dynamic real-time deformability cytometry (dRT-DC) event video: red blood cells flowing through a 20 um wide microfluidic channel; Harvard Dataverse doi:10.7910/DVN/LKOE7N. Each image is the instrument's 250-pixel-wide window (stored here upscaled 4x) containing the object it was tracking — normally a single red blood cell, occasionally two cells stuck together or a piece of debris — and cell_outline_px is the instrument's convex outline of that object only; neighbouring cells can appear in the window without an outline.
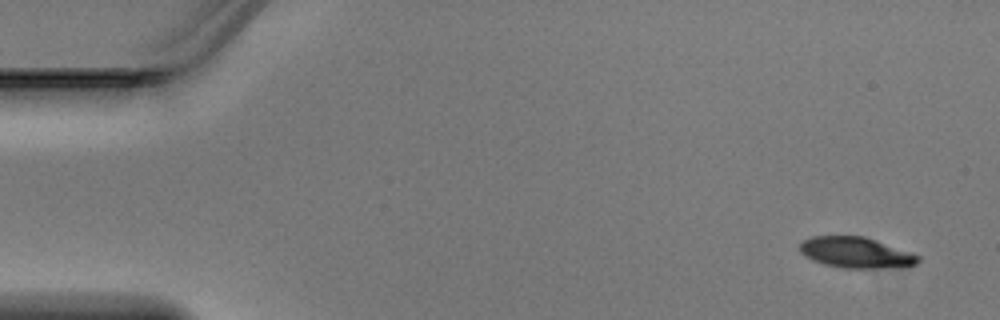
{"species": "Egyptian fruit bat (a non-hibernating species)", "species_latin": "Rousettus aegyptiacus", "temperature_condition": "warm", "stored_images_in_passage": 4, "camera_frame_rate_fps": 3000, "um_per_image_px": 0.085, "animal": {"sex": "male"}, "frame": {"image": 1, "passage_image": 1, "time_ms": 0.0, "image_size_px": [1000, 320], "cell_outline_px": [[920, 260], [916, 264], [908, 268], [844, 268], [824, 264], [812, 260], [804, 256], [800, 252], [800, 244], [804, 240], [812, 236], [864, 236], [912, 252], [920, 256]], "centroid_in_image_um": [72.81, 21.48], "position_along_channel_um": 12.2, "area_um2": 21.56}}
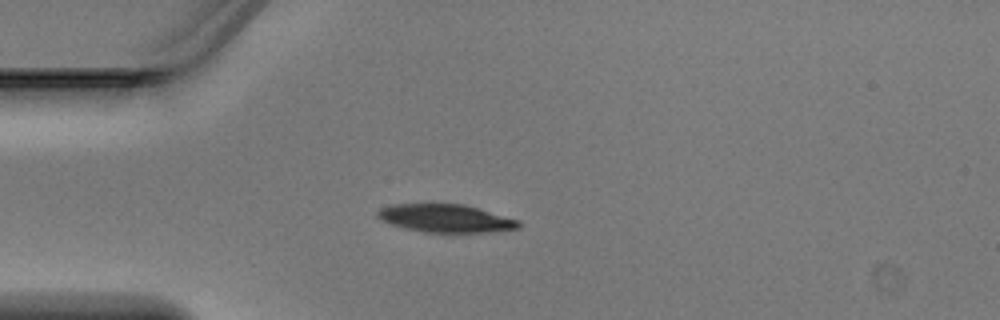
{"frame": {"image": 2, "passage_image": 4, "time_ms": 1.0, "image_size_px": [1000, 320], "cell_outline_px": [[520, 228], [488, 232], [424, 232], [404, 228], [392, 224], [376, 216], [376, 212], [380, 208], [392, 204], [464, 204], [520, 220]], "centroid_in_image_um": [37.89, 18.55], "position_along_channel_um": 47.1, "area_um2": 22.89}}